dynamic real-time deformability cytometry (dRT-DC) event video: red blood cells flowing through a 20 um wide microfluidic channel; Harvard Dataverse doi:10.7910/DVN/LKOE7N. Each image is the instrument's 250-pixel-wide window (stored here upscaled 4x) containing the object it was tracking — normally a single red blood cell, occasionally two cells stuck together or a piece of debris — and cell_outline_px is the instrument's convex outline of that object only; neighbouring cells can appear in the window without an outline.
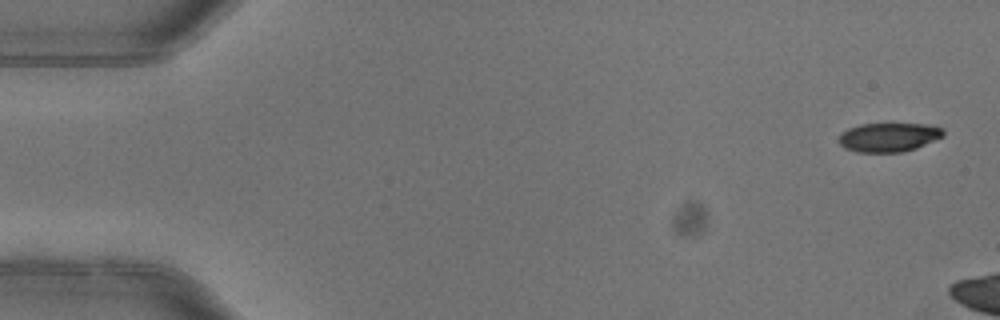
{"species": "common noctule bat (a hibernating species)", "species_latin": "Nyctalus noctula", "temperature_condition": "warm", "stored_images_in_passage": 6, "segment_of_instrument_passage": [1, 2], "camera_frame_rate_fps": 3000, "um_per_image_px": 0.085, "animal": {"sex": "female"}, "frame": {"image": 1, "passage_image": 1, "time_ms": 0.0, "image_size_px": [1000, 320], "cell_outline_px": [[944, 136], [916, 148], [900, 152], [856, 152], [844, 148], [836, 140], [840, 132], [848, 128], [860, 124], [924, 124], [944, 128]], "centroid_in_image_um": [75.49, 11.66], "position_along_channel_um": 9.5, "area_um2": 17.8}}